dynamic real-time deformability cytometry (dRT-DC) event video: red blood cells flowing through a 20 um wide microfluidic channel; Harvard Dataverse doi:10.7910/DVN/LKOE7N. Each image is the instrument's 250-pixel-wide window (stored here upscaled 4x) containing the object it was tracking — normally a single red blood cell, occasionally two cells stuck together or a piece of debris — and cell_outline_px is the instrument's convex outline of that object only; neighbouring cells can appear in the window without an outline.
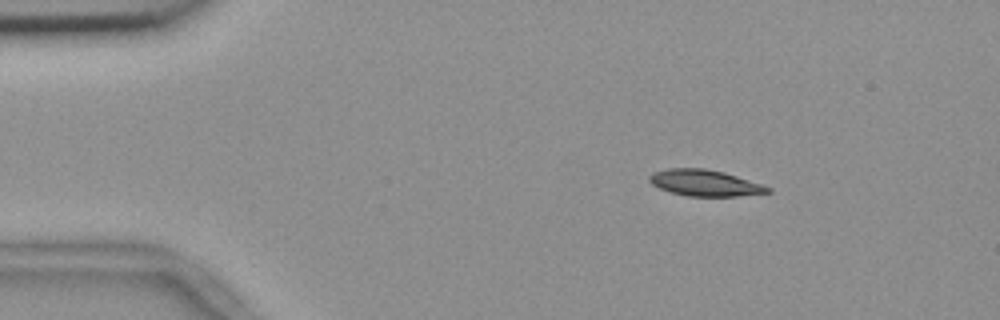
{"species": "common noctule bat (a hibernating species)", "species_latin": "Nyctalus noctula", "temperature_condition": "room temperature", "stored_images_in_passage": 3, "camera_frame_rate_fps": 3000, "um_per_image_px": 0.085, "animal": {"sex": "female", "body_mass_g": 18.4}, "frame": {"image": 1, "passage_image": 1, "time_ms": 0.0, "image_size_px": [1000, 320], "cell_outline_px": [[772, 192], [736, 196], [688, 196], [672, 192], [660, 188], [652, 184], [648, 180], [648, 176], [652, 172], [668, 168], [704, 168], [724, 172], [772, 188]], "centroid_in_image_um": [59.88, 15.54], "position_along_channel_um": 25.1, "area_um2": 17.98}}